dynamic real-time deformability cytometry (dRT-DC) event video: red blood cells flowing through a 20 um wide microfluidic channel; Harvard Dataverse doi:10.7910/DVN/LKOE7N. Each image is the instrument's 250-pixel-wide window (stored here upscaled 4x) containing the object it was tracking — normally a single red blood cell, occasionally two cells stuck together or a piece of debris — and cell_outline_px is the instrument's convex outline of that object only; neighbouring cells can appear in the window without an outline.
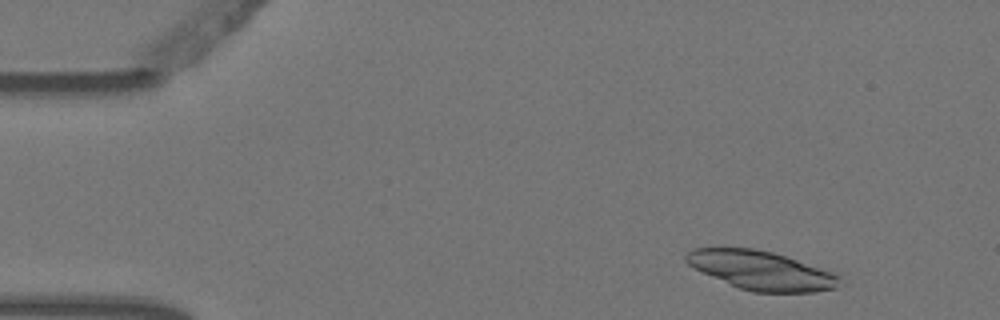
{"species": "Egyptian fruit bat (a non-hibernating species)", "species_latin": "Rousettus aegyptiacus", "temperature_condition": "warm", "stored_images_in_passage": 9, "camera_frame_rate_fps": 3000, "um_per_image_px": 0.085, "animal": {"sex": "female"}, "frame": {"image": 1, "passage_image": 1, "time_ms": 0.0, "image_size_px": [1000, 320], "cell_outline_px": [[840, 276], [836, 288], [812, 292], [752, 292], [740, 288], [704, 272], [688, 264], [684, 260], [684, 256], [692, 248], [752, 248], [772, 252], [836, 272]], "centroid_in_image_um": [64.73, 22.98], "position_along_channel_um": 20.3, "area_um2": 34.28}}
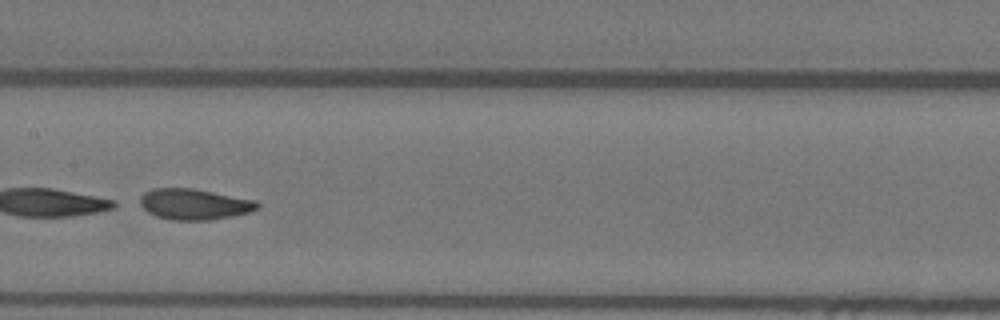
{"frame": {"image": 2, "passage_image": 7, "time_ms": 2.0, "image_size_px": [1000, 320], "cell_outline_px": [[260, 208], [248, 212], [232, 216], [208, 220], [172, 220], [156, 216], [148, 212], [140, 204], [140, 196], [144, 192], [152, 188], [192, 188], [256, 200], [260, 204]], "centroid_in_image_um": [16.51, 17.35], "position_along_channel_um": 190.9, "area_um2": 21.1}}
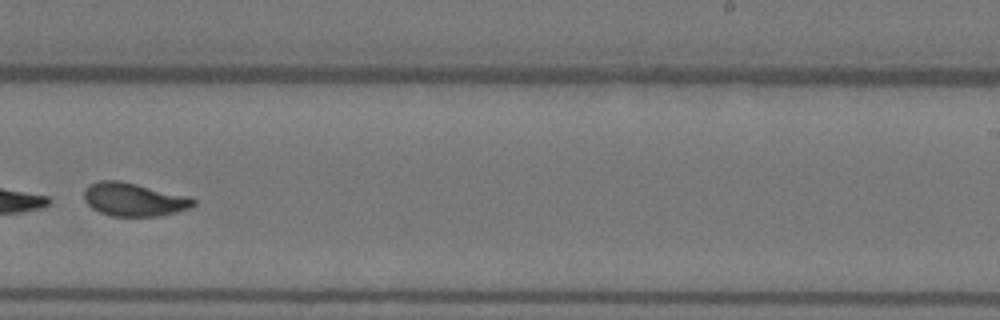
{"frame": {"image": 3, "passage_image": 9, "time_ms": 2.667, "image_size_px": [1000, 320], "cell_outline_px": [[196, 204], [192, 208], [160, 216], [108, 216], [92, 208], [84, 200], [84, 188], [88, 184], [100, 180], [120, 180], [188, 196], [196, 200]], "centroid_in_image_um": [11.37, 16.95], "position_along_channel_um": 277.6, "area_um2": 21.44}}